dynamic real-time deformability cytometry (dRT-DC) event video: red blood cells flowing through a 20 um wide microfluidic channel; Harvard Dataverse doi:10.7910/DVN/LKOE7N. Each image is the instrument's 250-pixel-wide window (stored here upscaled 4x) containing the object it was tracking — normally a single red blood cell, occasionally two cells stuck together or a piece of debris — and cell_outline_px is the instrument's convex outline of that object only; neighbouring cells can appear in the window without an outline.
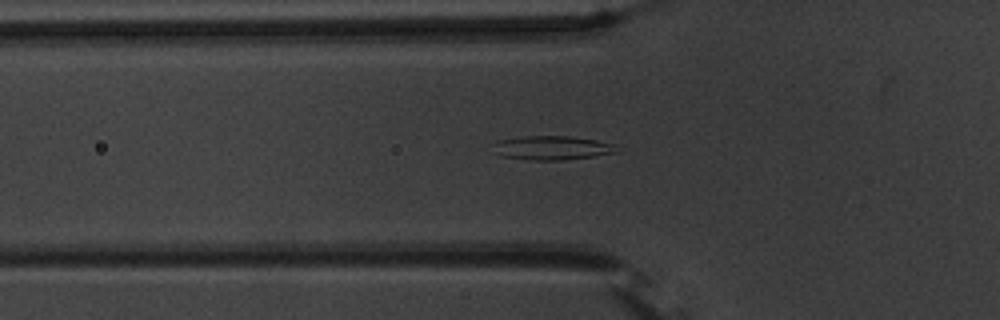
{"species": "common noctule bat (a hibernating species)", "species_latin": "Nyctalus noctula", "temperature_condition": "warm", "stored_images_in_passage": 50, "segment_of_instrument_passage": [1, 2], "camera_frame_rate_fps": 3000, "um_per_image_px": 0.085, "animal": {"sex": "male", "body_mass_g": 20.1, "forearm_length_mm": 53.5}, "frame": {"image": 1, "passage_image": 20, "time_ms": 6.333, "image_size_px": [1000, 320], "cell_outline_px": [[616, 152], [592, 156], [564, 160], [532, 160], [500, 156], [496, 144], [496, 140], [520, 136], [572, 136], [596, 140], [612, 144]], "centroid_in_image_um": [46.9, 12.56], "position_along_channel_um": 78.9, "area_um2": 16.88}}
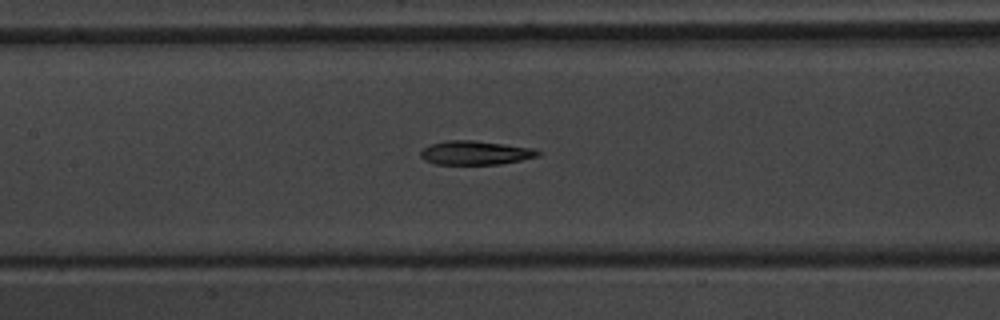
{"frame": {"image": 2, "passage_image": 27, "time_ms": 8.667, "image_size_px": [1000, 320], "cell_outline_px": [[540, 156], [500, 164], [436, 164], [424, 160], [420, 156], [420, 152], [424, 148], [432, 144], [448, 140], [472, 140], [536, 148], [540, 152]], "centroid_in_image_um": [40.43, 12.99], "position_along_channel_um": 167.0, "area_um2": 16.3}}
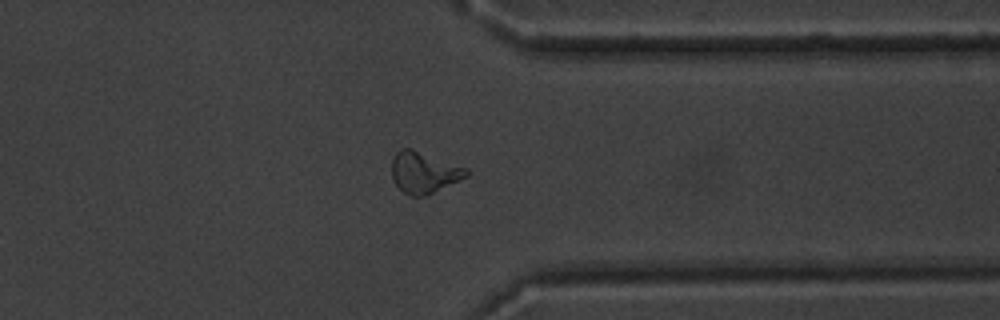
{"frame": {"image": 3, "passage_image": 44, "time_ms": 14.333, "image_size_px": [1000, 320], "cell_outline_px": [[468, 176], [460, 180], [424, 196], [408, 196], [392, 180], [392, 156], [400, 148], [412, 148], [468, 168]], "centroid_in_image_um": [36.02, 14.64], "position_along_channel_um": 375.4, "area_um2": 18.03}}